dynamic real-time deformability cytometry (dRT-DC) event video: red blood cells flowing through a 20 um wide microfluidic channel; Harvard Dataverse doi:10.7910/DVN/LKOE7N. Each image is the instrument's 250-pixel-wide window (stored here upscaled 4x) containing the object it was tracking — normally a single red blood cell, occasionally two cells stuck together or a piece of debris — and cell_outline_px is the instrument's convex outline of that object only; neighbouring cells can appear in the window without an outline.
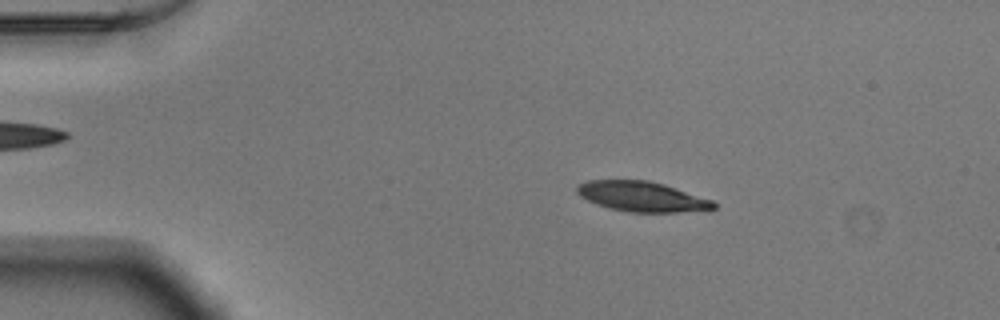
{"species": "Egyptian fruit bat (a non-hibernating species)", "species_latin": "Rousettus aegyptiacus", "temperature_condition": "warm", "stored_images_in_passage": 51, "camera_frame_rate_fps": 3000, "um_per_image_px": 0.085, "animal": {"sex": "male"}, "frame": {"image": 1, "passage_image": 9, "time_ms": 2.667, "image_size_px": [1000, 320], "cell_outline_px": [[716, 208], [708, 212], [628, 212], [608, 208], [596, 204], [580, 196], [576, 192], [576, 188], [580, 184], [588, 180], [648, 180], [664, 184], [712, 200], [716, 204]], "centroid_in_image_um": [54.62, 16.73], "position_along_channel_um": 30.4, "area_um2": 24.22}}
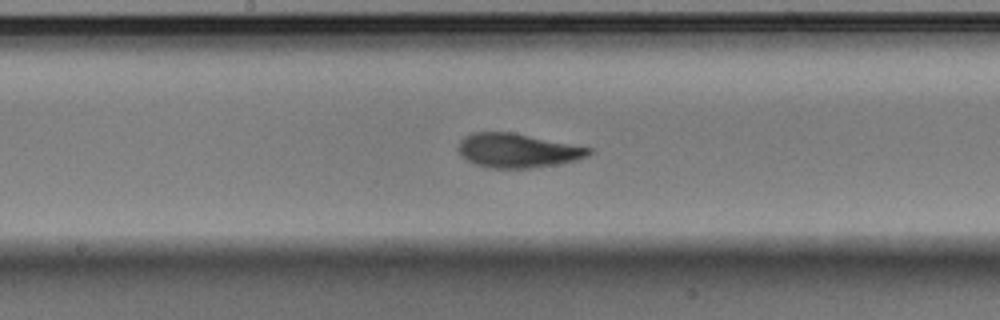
{"frame": {"image": 2, "passage_image": 27, "time_ms": 8.667, "image_size_px": [1000, 320], "cell_outline_px": [[592, 152], [588, 156], [576, 160], [560, 164], [532, 168], [492, 168], [476, 164], [460, 156], [460, 140], [464, 136], [472, 132], [512, 132], [592, 148]], "centroid_in_image_um": [44.01, 12.8], "position_along_channel_um": 204.2, "area_um2": 25.89}}
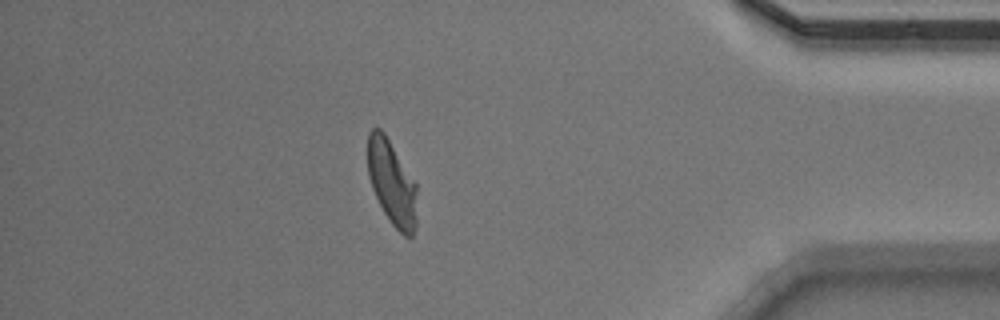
{"frame": {"image": 3, "passage_image": 45, "time_ms": 14.667, "image_size_px": [1000, 320], "cell_outline_px": [[416, 224], [412, 236], [404, 236], [392, 224], [384, 212], [372, 188], [368, 176], [368, 132], [372, 128], [380, 128], [384, 132], [416, 184]], "centroid_in_image_um": [33.3, 15.53], "position_along_channel_um": 401.9, "area_um2": 23.99}, "authors_computed_cell_mechanics": {"area_um2": 25.6054, "velocity_mm_per_s": 3.9022, "shape_relaxation_time_tau1_ms": 2.7254, "shape_relaxation_time_tau2_ms": 1.1801, "deformation_change_tau1": 0.1532, "deformation_change_tau2": 0.0704}}